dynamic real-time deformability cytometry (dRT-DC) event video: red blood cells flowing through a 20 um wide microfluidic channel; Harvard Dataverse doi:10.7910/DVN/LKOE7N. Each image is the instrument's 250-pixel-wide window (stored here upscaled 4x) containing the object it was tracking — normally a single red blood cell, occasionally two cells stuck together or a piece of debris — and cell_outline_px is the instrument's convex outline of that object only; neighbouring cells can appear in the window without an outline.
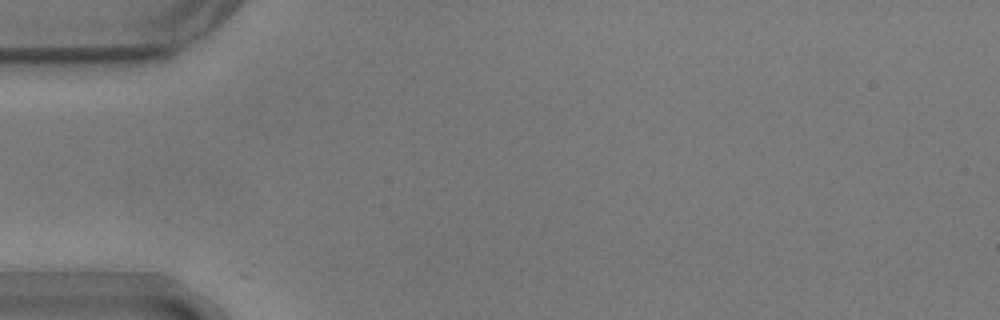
{"species": "common noctule bat (a hibernating species)", "species_latin": "Nyctalus noctula", "temperature_condition": "warm", "stored_images_in_passage": 2, "camera_frame_rate_fps": 3000, "um_per_image_px": 0.085, "animal": {"sex": "male", "body_mass_g": 17.9}, "frame": {"image": 1, "passage_image": 1, "time_ms": 0.0, "image_size_px": [1000, 320], "cell_outline_px": [[268, 92], [260, 104], [236, 116], [204, 120], [196, 116], [212, 100], [260, 80]], "centroid_in_image_um": [19.96, 8.69], "position_along_channel_um": 65.0, "area_um2": 10.17}}